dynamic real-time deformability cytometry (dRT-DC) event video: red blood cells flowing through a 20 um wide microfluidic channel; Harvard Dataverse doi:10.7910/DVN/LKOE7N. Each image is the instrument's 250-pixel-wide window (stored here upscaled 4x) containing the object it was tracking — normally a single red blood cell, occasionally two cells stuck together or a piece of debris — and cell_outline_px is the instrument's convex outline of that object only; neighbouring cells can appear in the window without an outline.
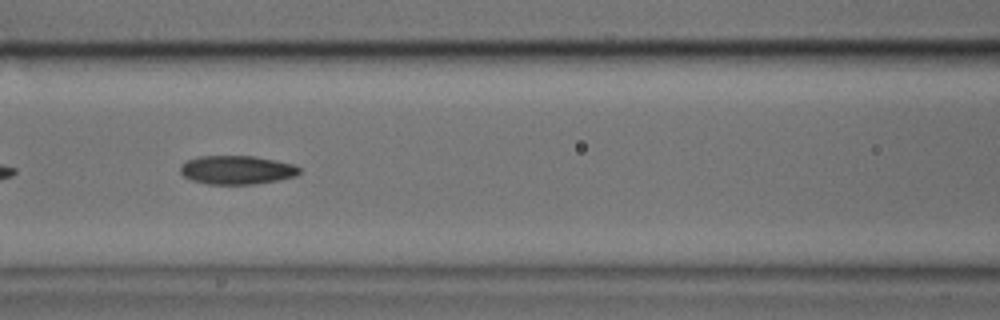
{"species": "common noctule bat (a hibernating species)", "species_latin": "Nyctalus noctula", "temperature_condition": "cold", "stored_images_in_passage": 25, "camera_frame_rate_fps": 3000, "um_per_image_px": 0.085, "animal": {"sex": "male", "body_mass_g": 17.9, "forearm_length_mm": 54.2}, "frame": {"image": 1, "passage_image": 8, "time_ms": 2.333, "image_size_px": [1000, 320], "cell_outline_px": [[300, 172], [296, 176], [256, 184], [208, 184], [192, 180], [184, 176], [180, 172], [180, 164], [188, 160], [200, 156], [256, 156], [292, 164], [300, 168]], "centroid_in_image_um": [20.11, 14.44], "position_along_channel_um": 146.5, "area_um2": 19.83}}